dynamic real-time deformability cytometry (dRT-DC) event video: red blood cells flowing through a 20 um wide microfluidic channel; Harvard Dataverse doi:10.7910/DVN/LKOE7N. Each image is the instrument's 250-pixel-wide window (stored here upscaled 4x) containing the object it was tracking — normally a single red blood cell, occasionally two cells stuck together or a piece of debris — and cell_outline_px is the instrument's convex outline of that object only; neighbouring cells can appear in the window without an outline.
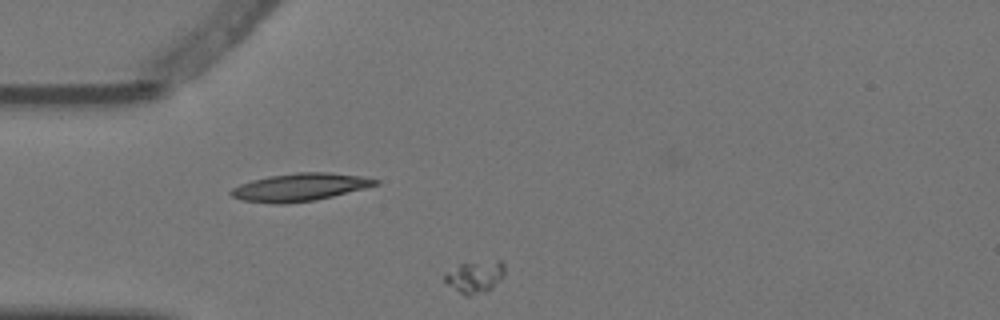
{"species": "Egyptian fruit bat (a non-hibernating species)", "species_latin": "Rousettus aegyptiacus", "temperature_condition": "warm", "stored_images_in_passage": 6, "segment_of_instrument_passage": [2, 2], "camera_frame_rate_fps": 3000, "um_per_image_px": 0.085, "animal": {"sex": "female"}, "frame": {"image": 1, "passage_image": 5, "time_ms": 1.333, "image_size_px": [1000, 320], "cell_outline_px": [[504, 276], [492, 288], [484, 292], [468, 296], [464, 296], [448, 284], [444, 280], [444, 276], [448, 272], [460, 264], [496, 260], [500, 260], [504, 264]], "centroid_in_image_um": [40.4, 23.53], "position_along_channel_um": 44.6, "area_um2": 11.04}}